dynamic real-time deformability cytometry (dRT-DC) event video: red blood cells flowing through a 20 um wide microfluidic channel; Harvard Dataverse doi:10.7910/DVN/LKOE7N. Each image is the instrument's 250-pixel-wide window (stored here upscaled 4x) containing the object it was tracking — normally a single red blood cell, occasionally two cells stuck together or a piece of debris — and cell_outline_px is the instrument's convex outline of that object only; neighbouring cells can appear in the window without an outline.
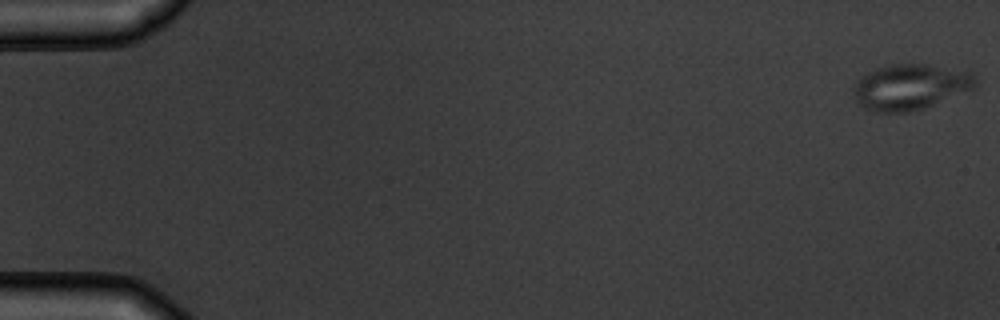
{"species": "common noctule bat (a hibernating species)", "species_latin": "Nyctalus noctula", "temperature_condition": "warm", "stored_images_in_passage": 10, "camera_frame_rate_fps": 3000, "um_per_image_px": 0.085, "animal": {"sex": "male", "body_mass_g": 19.5, "forearm_length_mm": 54.6}, "frame": {"image": 1, "passage_image": 1, "time_ms": 0.0, "image_size_px": [1000, 320], "cell_outline_px": [[980, 80], [972, 88], [924, 108], [908, 112], [872, 112], [856, 104], [856, 80], [868, 72], [876, 68], [888, 64], [928, 64], [976, 72]], "centroid_in_image_um": [77.41, 7.37], "position_along_channel_um": 7.6, "area_um2": 32.54}}